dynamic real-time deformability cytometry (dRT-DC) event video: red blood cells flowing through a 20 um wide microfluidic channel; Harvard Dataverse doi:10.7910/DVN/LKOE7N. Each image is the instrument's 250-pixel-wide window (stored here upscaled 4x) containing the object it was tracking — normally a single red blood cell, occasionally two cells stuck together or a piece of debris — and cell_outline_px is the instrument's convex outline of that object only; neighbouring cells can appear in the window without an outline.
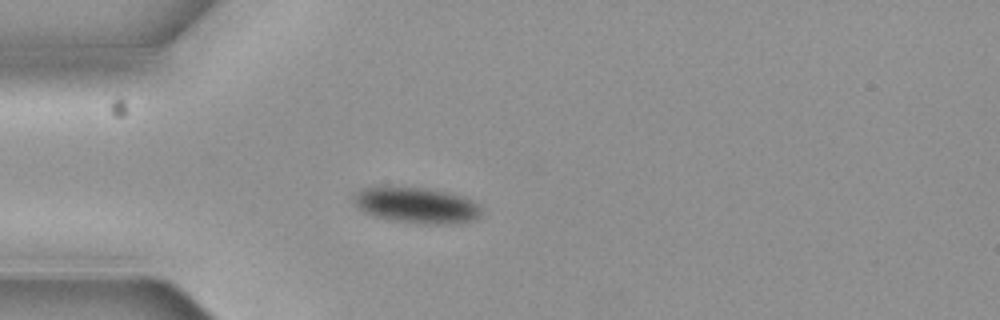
{"species": "common noctule bat (a hibernating species)", "species_latin": "Nyctalus noctula", "temperature_condition": "cold", "stored_images_in_passage": 2, "camera_frame_rate_fps": 3000, "um_per_image_px": 0.085, "animal": {"sex": "female", "body_mass_g": 19.3, "forearm_length_mm": 54.1}, "frame": {"image": 1, "passage_image": 1, "time_ms": 0.0, "image_size_px": [1000, 320], "cell_outline_px": [[480, 216], [476, 220], [460, 224], [416, 224], [392, 220], [372, 216], [356, 208], [352, 196], [360, 188], [380, 184], [424, 188], [448, 192], [464, 196], [472, 200], [480, 208]], "centroid_in_image_um": [35.33, 17.43], "position_along_channel_um": 49.7, "area_um2": 27.8}}